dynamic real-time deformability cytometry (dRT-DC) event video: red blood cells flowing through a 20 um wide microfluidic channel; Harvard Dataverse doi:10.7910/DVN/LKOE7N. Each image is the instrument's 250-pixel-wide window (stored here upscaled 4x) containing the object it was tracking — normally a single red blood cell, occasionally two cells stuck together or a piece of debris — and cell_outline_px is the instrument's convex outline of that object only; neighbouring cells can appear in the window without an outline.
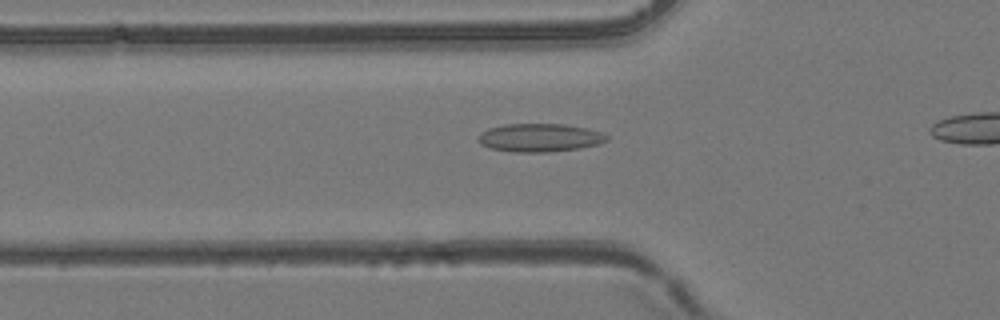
{"species": "common noctule bat (a hibernating species)", "species_latin": "Nyctalus noctula", "temperature_condition": "room temperature", "stored_images_in_passage": 38, "camera_frame_rate_fps": 3000, "um_per_image_px": 0.085, "animal": {"sex": "female", "body_mass_g": 24.6, "forearm_length_mm": 56.2}, "frame": {"image": 1, "passage_image": 13, "time_ms": 4.0, "image_size_px": [1000, 320], "cell_outline_px": [[608, 140], [600, 144], [580, 148], [548, 152], [512, 152], [488, 148], [480, 144], [476, 140], [476, 136], [480, 132], [488, 128], [504, 124], [564, 124], [584, 128], [600, 132], [608, 136]], "centroid_in_image_um": [45.8, 11.71], "position_along_channel_um": 80.0, "area_um2": 21.39}}
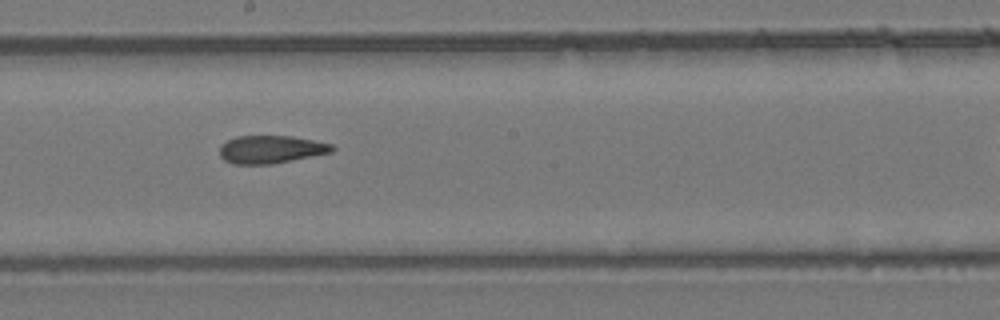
{"frame": {"image": 2, "passage_image": 24, "time_ms": 7.667, "image_size_px": [1000, 320], "cell_outline_px": [[336, 148], [332, 152], [272, 164], [232, 164], [224, 160], [220, 156], [220, 148], [228, 140], [236, 136], [292, 136], [332, 144]], "centroid_in_image_um": [23.03, 12.7], "position_along_channel_um": 225.2, "area_um2": 18.15}}
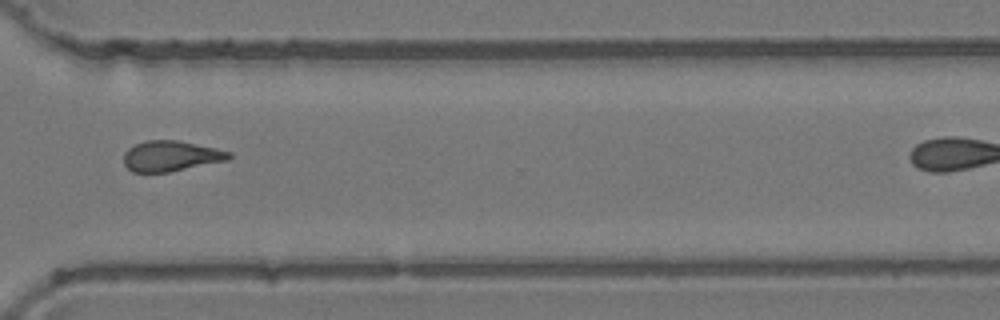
{"frame": {"image": 3, "passage_image": 34, "time_ms": 11.0, "image_size_px": [1000, 320], "cell_outline_px": [[232, 156], [228, 160], [168, 172], [132, 172], [124, 164], [124, 152], [128, 148], [144, 140], [176, 140], [216, 148], [232, 152]], "centroid_in_image_um": [14.52, 13.26], "position_along_channel_um": 356.1, "area_um2": 18.67}}